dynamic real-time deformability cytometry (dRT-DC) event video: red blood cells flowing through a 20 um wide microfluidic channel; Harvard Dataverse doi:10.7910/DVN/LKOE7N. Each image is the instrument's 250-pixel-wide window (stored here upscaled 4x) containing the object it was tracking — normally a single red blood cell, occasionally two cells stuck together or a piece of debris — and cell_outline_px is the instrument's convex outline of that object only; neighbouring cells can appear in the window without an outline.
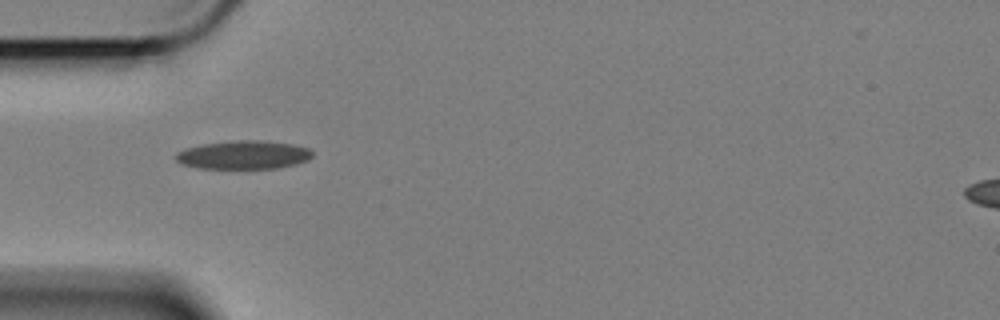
{"species": "Egyptian fruit bat (a non-hibernating species)", "species_latin": "Rousettus aegyptiacus", "temperature_condition": "cold", "stored_images_in_passage": 42, "camera_frame_rate_fps": 3000, "um_per_image_px": 0.085, "animal": {"sex": "female"}, "frame": {"image": 1, "passage_image": 1, "time_ms": 0.0, "image_size_px": [1000, 320], "cell_outline_px": [[312, 156], [308, 160], [296, 164], [276, 168], [196, 168], [184, 164], [176, 160], [176, 152], [184, 148], [204, 144], [236, 140], [256, 140], [292, 144], [308, 148], [312, 152]], "centroid_in_image_um": [20.69, 13.16], "position_along_channel_um": 64.3, "area_um2": 22.48}}
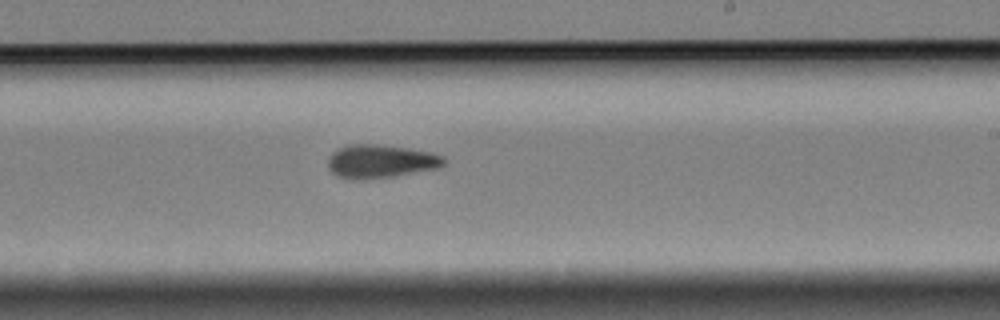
{"frame": {"image": 2, "passage_image": 18, "time_ms": 5.667, "image_size_px": [1000, 320], "cell_outline_px": [[444, 164], [440, 168], [392, 176], [360, 180], [352, 180], [336, 176], [328, 168], [328, 156], [332, 152], [340, 148], [352, 144], [376, 144], [408, 148], [428, 152], [444, 156]], "centroid_in_image_um": [32.32, 13.72], "position_along_channel_um": 256.7, "area_um2": 22.54}}
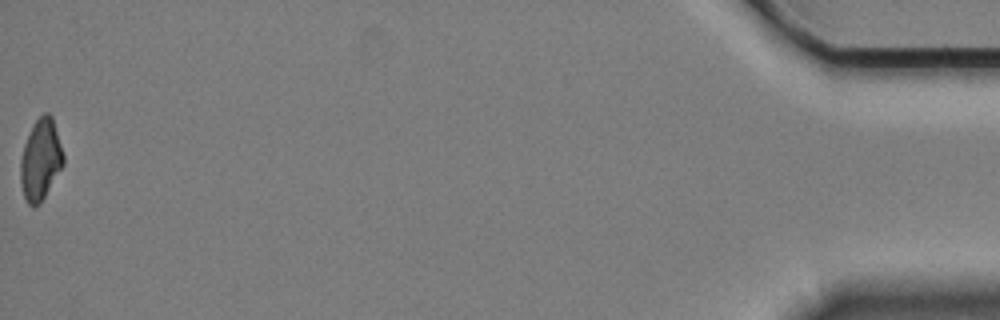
{"frame": {"image": 3, "passage_image": 42, "time_ms": 13.667, "image_size_px": [1000, 320], "cell_outline_px": [[64, 164], [40, 204], [32, 208], [28, 204], [24, 196], [20, 180], [20, 160], [24, 144], [36, 120], [44, 112], [48, 112], [52, 116], [64, 156]], "centroid_in_image_um": [3.45, 13.6], "position_along_channel_um": 431.8, "area_um2": 20.11}, "authors_computed_cell_mechanics": {"area_um2": 21.2993, "velocity_mm_per_s": 3.4006, "shape_relaxation_time_tau1_ms": 9.7477, "shape_relaxation_time_tau2_ms": 8.6931, "deformation_change_tau1": 0.1757, "deformation_change_tau2": 0.1593}}